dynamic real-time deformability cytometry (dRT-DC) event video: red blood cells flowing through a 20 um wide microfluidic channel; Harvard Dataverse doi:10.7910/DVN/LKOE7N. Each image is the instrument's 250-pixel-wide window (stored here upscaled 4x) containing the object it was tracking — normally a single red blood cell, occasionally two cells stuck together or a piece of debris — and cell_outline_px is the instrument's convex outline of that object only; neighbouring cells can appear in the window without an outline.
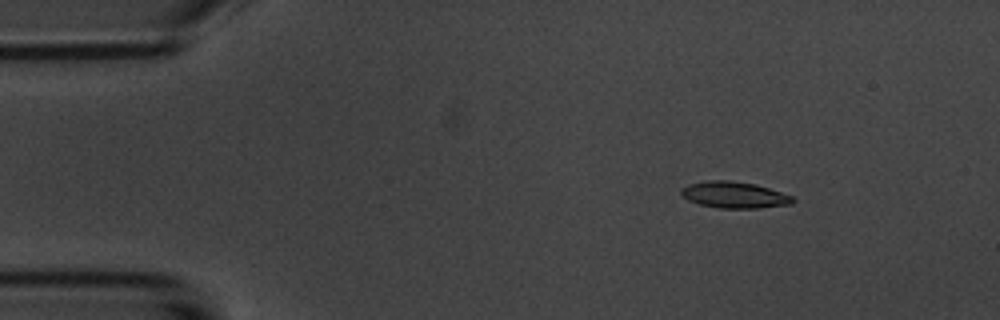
{"species": "common noctule bat (a hibernating species)", "species_latin": "Nyctalus noctula", "temperature_condition": "room temperature", "stored_images_in_passage": 5, "camera_frame_rate_fps": 3000, "um_per_image_px": 0.085, "animal": {"sex": "male", "body_mass_g": 20.1, "forearm_length_mm": 53.5}, "frame": {"image": 1, "passage_image": 2, "time_ms": 1.333, "image_size_px": [1000, 320], "cell_outline_px": [[796, 200], [792, 204], [760, 208], [720, 208], [700, 204], [688, 200], [680, 192], [680, 188], [688, 184], [708, 180], [728, 180], [756, 184], [792, 196]], "centroid_in_image_um": [62.41, 16.56], "position_along_channel_um": 22.6, "area_um2": 17.17}}